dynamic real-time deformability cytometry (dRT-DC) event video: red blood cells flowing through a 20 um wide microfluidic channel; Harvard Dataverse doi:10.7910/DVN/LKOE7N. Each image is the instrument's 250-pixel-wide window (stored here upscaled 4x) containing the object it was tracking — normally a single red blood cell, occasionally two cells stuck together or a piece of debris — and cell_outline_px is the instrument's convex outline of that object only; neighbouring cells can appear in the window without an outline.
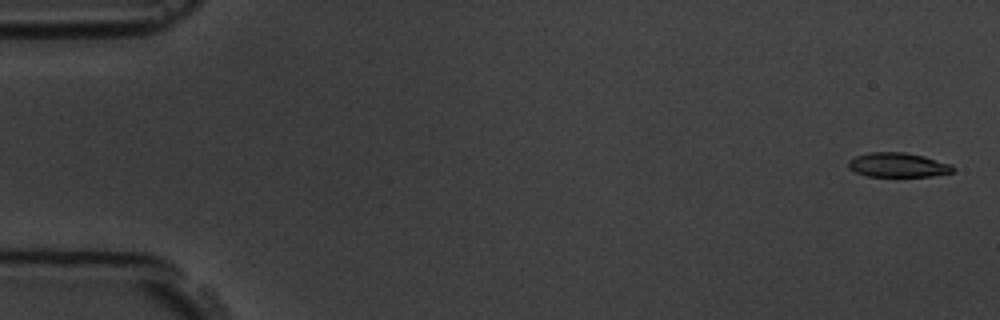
{"species": "common noctule bat (a hibernating species)", "species_latin": "Nyctalus noctula", "temperature_condition": "room temperature", "stored_images_in_passage": 6, "camera_frame_rate_fps": 3000, "um_per_image_px": 0.085, "animal": {"sex": "male", "body_mass_g": 19.5, "forearm_length_mm": 54.6}, "frame": {"image": 1, "passage_image": 1, "time_ms": 0.0, "image_size_px": [1000, 320], "cell_outline_px": [[956, 168], [952, 172], [932, 176], [868, 176], [856, 172], [848, 168], [848, 160], [856, 156], [868, 152], [904, 152], [924, 156], [952, 164]], "centroid_in_image_um": [76.33, 14.01], "position_along_channel_um": 8.7, "area_um2": 14.91}}